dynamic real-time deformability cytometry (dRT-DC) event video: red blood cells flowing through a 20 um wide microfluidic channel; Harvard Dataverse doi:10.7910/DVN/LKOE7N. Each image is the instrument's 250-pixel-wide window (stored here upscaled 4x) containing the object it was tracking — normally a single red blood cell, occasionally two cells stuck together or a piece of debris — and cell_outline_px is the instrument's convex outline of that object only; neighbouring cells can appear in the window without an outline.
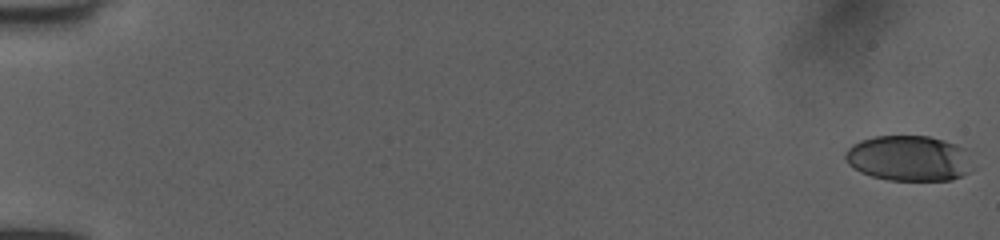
{"species": "human", "species_latin": "Homo sapiens", "temperature_condition": "room temperature", "stored_images_in_passage": 30, "camera_frame_rate_fps": 3000, "um_per_image_px": 0.085, "donor": {"sex": "female"}, "frame": {"image": 1, "passage_image": 1, "time_ms": 0.0, "image_size_px": [1000, 240], "cell_outline_px": [[972, 168], [968, 172], [952, 180], [888, 180], [872, 176], [860, 172], [852, 168], [848, 164], [844, 156], [844, 152], [852, 144], [860, 140], [872, 136], [928, 136], [944, 140], [956, 144], [964, 148]], "centroid_in_image_um": [77.2, 13.45], "position_along_channel_um": 7.8, "area_um2": 33.81}}
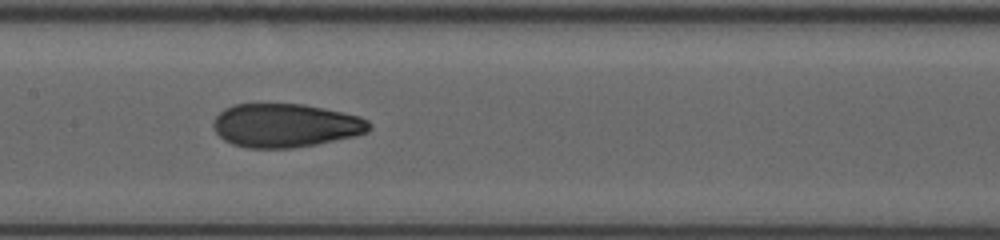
{"frame": {"image": 2, "passage_image": 17, "time_ms": 5.333, "image_size_px": [1000, 240], "cell_outline_px": [[372, 128], [368, 132], [356, 136], [316, 144], [292, 148], [248, 148], [232, 144], [224, 140], [216, 132], [212, 124], [216, 116], [224, 108], [232, 104], [304, 104], [324, 108], [360, 116], [368, 120], [372, 124]], "centroid_in_image_um": [24.29, 10.66], "position_along_channel_um": 183.1, "area_um2": 39.88}}
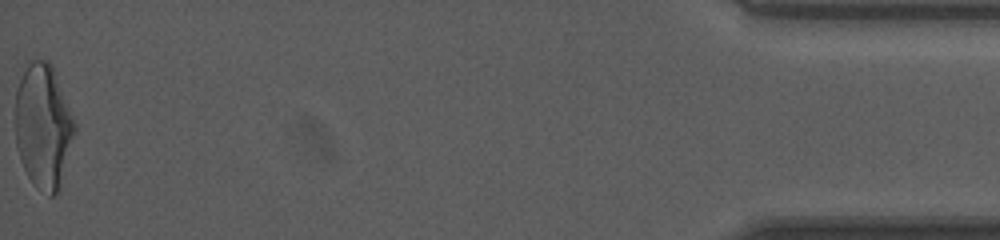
{"frame": {"image": 3, "passage_image": 30, "time_ms": 9.667, "image_size_px": [1000, 240], "cell_outline_px": [[76, 128], [60, 192], [52, 196], [48, 196], [36, 188], [32, 184], [20, 160], [16, 144], [16, 88], [28, 60], [48, 60], [52, 64], [76, 124]], "centroid_in_image_um": [3.69, 10.76], "position_along_channel_um": 431.5, "area_um2": 43.52}}